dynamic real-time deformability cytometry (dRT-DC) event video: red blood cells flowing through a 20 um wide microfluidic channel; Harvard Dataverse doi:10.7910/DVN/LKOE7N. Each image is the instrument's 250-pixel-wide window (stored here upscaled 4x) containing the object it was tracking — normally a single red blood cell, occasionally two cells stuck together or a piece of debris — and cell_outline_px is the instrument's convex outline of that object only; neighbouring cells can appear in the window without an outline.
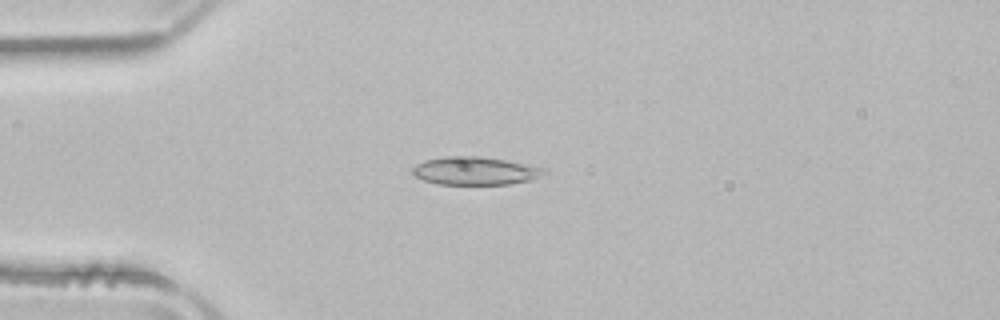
{"species": "common noctule bat (a hibernating species)", "species_latin": "Nyctalus noctula", "temperature_condition": "room temperature", "stored_images_in_passage": 39, "camera_frame_rate_fps": 3000, "um_per_image_px": 0.085, "animal": {"sex": "male", "body_mass_g": 21.5, "forearm_length_mm": 52.0}, "frame": {"image": 1, "passage_image": 1, "time_ms": 0.0, "image_size_px": [1000, 320], "cell_outline_px": [[548, 172], [532, 180], [508, 184], [436, 184], [424, 180], [416, 176], [412, 172], [412, 168], [416, 164], [424, 160], [444, 156], [480, 156], [504, 160], [548, 168]], "centroid_in_image_um": [40.41, 14.52], "position_along_channel_um": 44.6, "area_um2": 21.62}}
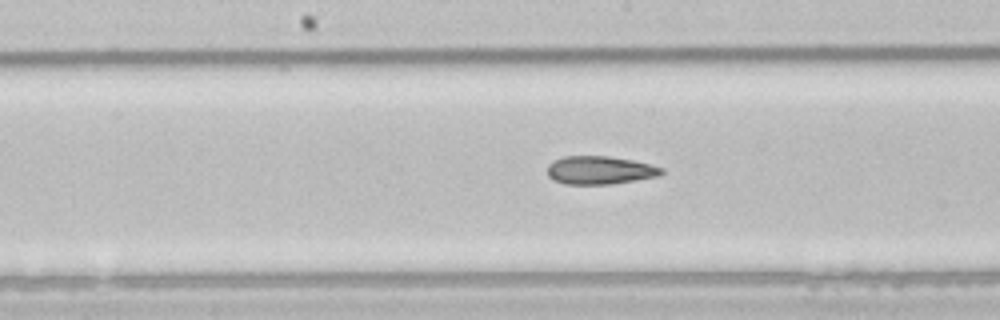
{"frame": {"image": 2, "passage_image": 14, "time_ms": 4.333, "image_size_px": [1000, 320], "cell_outline_px": [[664, 172], [656, 176], [608, 184], [564, 184], [552, 180], [548, 176], [548, 164], [564, 156], [608, 156], [632, 160], [664, 168]], "centroid_in_image_um": [50.94, 14.46], "position_along_channel_um": 197.3, "area_um2": 18.5}}
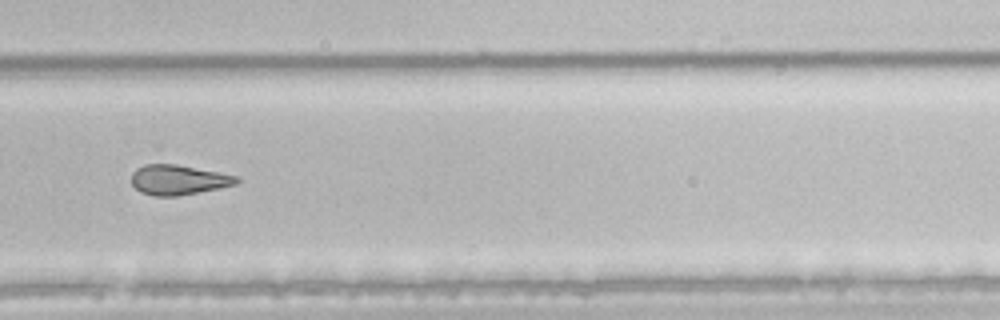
{"frame": {"image": 3, "passage_image": 23, "time_ms": 7.333, "image_size_px": [1000, 320], "cell_outline_px": [[240, 180], [236, 184], [220, 188], [176, 196], [156, 196], [140, 192], [132, 184], [132, 172], [136, 168], [144, 164], [176, 164], [236, 176]], "centroid_in_image_um": [15.12, 15.28], "position_along_channel_um": 314.7, "area_um2": 18.15}, "authors_computed_cell_mechanics": {"area_um2": 19.4208, "velocity_mm_per_s": 3.9366, "shape_relaxation_time_tau1_ms": null, "shape_relaxation_time_tau2_ms": 4.3608, "deformation_change_tau1": null, "deformation_change_tau2": 0.1271}}